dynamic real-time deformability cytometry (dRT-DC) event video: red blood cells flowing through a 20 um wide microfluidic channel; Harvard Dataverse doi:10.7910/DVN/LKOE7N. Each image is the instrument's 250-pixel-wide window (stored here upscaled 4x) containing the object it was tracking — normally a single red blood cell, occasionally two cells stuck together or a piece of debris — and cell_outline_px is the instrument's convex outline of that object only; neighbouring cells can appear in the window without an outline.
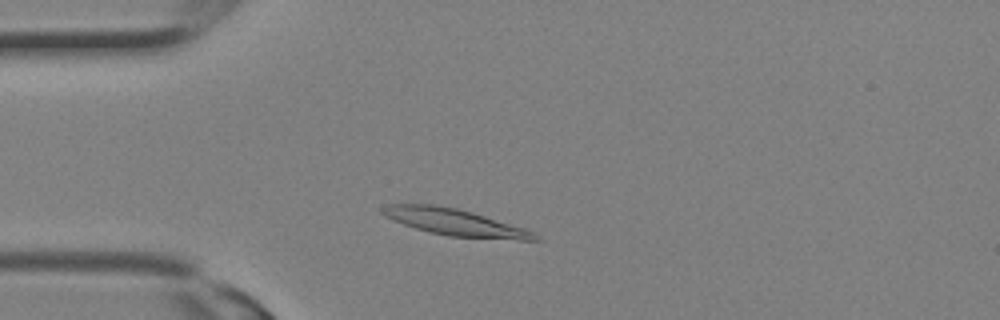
{"species": "Egyptian fruit bat (a non-hibernating species)", "species_latin": "Rousettus aegyptiacus", "temperature_condition": "room temperature", "stored_images_in_passage": 7, "camera_frame_rate_fps": 3000, "um_per_image_px": 0.085, "animal": {"sex": "female"}, "frame": {"image": 1, "passage_image": 4, "time_ms": 1.0, "image_size_px": [1000, 320], "cell_outline_px": [[540, 240], [520, 240], [448, 236], [416, 228], [404, 224], [380, 212], [380, 208], [388, 204], [432, 204], [456, 208], [472, 212], [524, 228], [532, 232]], "centroid_in_image_um": [38.66, 18.88], "position_along_channel_um": 46.3, "area_um2": 23.18}}
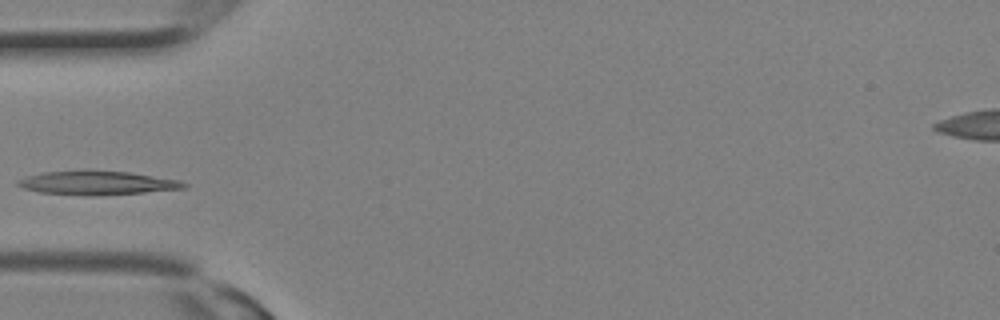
{"frame": {"image": 2, "passage_image": 6, "time_ms": 1.667, "image_size_px": [1000, 320], "cell_outline_px": [[188, 184], [184, 188], [144, 192], [40, 192], [24, 188], [16, 184], [16, 180], [28, 176], [44, 172], [88, 168], [128, 172], [180, 180]], "centroid_in_image_um": [8.25, 15.45], "position_along_channel_um": 76.8, "area_um2": 21.91}}